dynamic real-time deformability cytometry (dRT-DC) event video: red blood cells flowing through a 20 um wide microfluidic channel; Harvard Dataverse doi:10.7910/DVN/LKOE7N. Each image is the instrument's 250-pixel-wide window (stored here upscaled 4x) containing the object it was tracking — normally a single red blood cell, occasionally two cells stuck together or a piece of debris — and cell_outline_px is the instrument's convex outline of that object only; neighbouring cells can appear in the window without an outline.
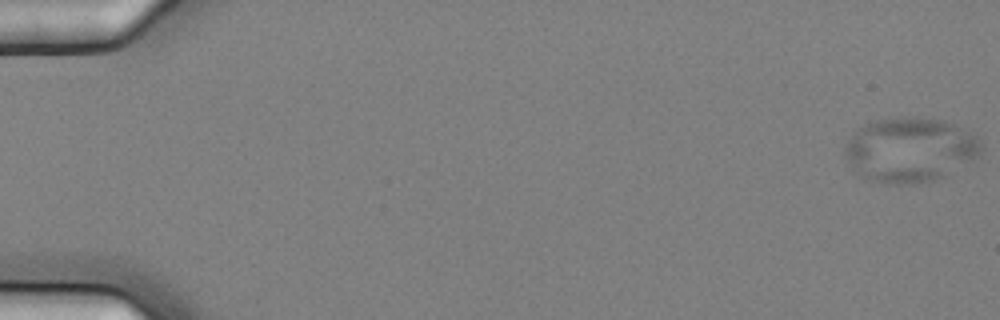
{"species": "common noctule bat (a hibernating species)", "species_latin": "Nyctalus noctula", "temperature_condition": "cold", "stored_images_in_passage": 6, "camera_frame_rate_fps": 3000, "um_per_image_px": 0.085, "animal": {"sex": "female", "body_mass_g": 25.1}, "frame": {"image": 1, "passage_image": 1, "time_ms": 0.0, "image_size_px": [1000, 320], "cell_outline_px": [[984, 148], [972, 160], [944, 176], [932, 180], [912, 184], [888, 184], [864, 180], [856, 172], [844, 152], [844, 148], [848, 140], [856, 128], [864, 124], [876, 120], [944, 120], [976, 136], [984, 144]], "centroid_in_image_um": [77.32, 12.78], "position_along_channel_um": 7.7, "area_um2": 50.34}}